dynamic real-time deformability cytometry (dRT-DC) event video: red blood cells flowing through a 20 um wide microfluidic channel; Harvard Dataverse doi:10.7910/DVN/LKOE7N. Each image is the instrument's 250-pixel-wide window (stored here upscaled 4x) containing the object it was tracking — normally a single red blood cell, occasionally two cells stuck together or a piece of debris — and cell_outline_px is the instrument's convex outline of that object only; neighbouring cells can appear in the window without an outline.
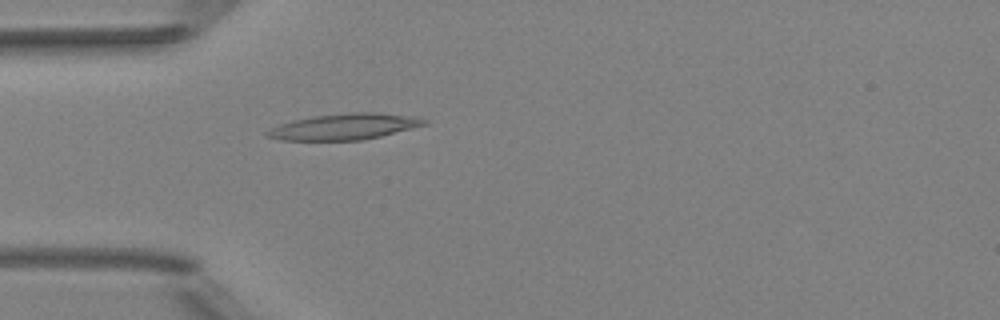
{"species": "Egyptian fruit bat (a non-hibernating species)", "species_latin": "Rousettus aegyptiacus", "temperature_condition": "room temperature", "stored_images_in_passage": 44, "camera_frame_rate_fps": 3000, "um_per_image_px": 0.085, "animal": {"sex": "female"}, "frame": {"image": 1, "passage_image": 8, "time_ms": 2.333, "image_size_px": [1000, 320], "cell_outline_px": [[428, 124], [380, 136], [360, 140], [280, 140], [268, 136], [264, 132], [280, 124], [292, 120], [316, 116], [352, 112], [376, 112], [416, 116], [428, 120]], "centroid_in_image_um": [29.31, 10.76], "position_along_channel_um": 55.7, "area_um2": 23.7}}
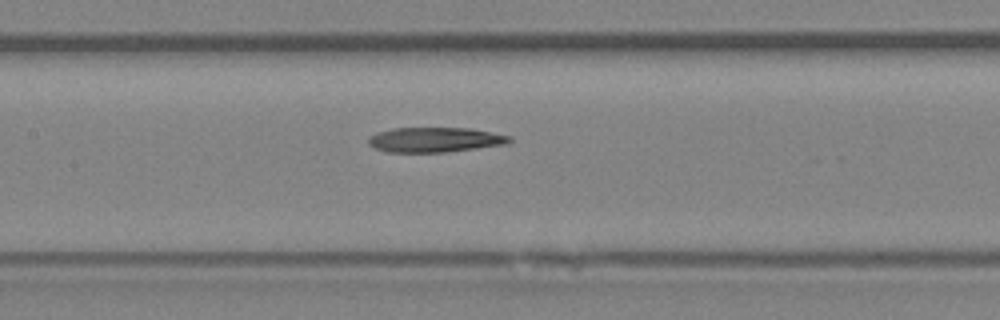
{"frame": {"image": 2, "passage_image": 17, "time_ms": 5.333, "image_size_px": [1000, 320], "cell_outline_px": [[512, 140], [504, 144], [476, 148], [444, 152], [388, 152], [376, 148], [368, 144], [368, 136], [376, 132], [392, 128], [468, 128], [512, 136]], "centroid_in_image_um": [36.92, 11.87], "position_along_channel_um": 170.5, "area_um2": 20.35}}
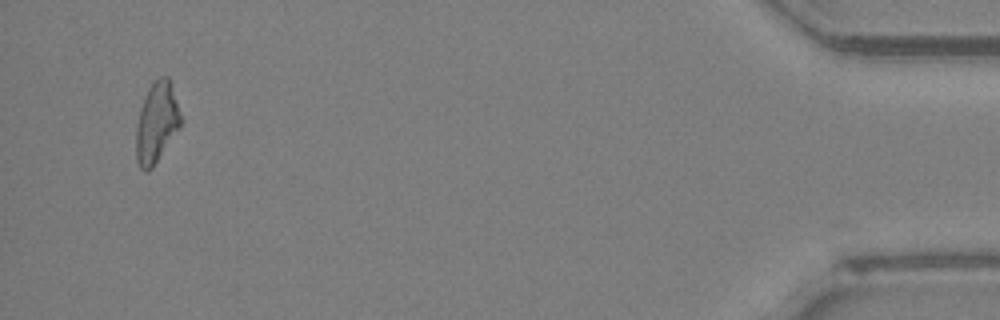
{"frame": {"image": 3, "passage_image": 42, "time_ms": 13.667, "image_size_px": [1000, 320], "cell_outline_px": [[184, 120], [180, 128], [152, 168], [144, 172], [140, 168], [136, 160], [136, 128], [140, 108], [148, 88], [160, 76], [168, 76], [172, 84]], "centroid_in_image_um": [13.34, 10.41], "position_along_channel_um": 421.9, "area_um2": 21.27}}